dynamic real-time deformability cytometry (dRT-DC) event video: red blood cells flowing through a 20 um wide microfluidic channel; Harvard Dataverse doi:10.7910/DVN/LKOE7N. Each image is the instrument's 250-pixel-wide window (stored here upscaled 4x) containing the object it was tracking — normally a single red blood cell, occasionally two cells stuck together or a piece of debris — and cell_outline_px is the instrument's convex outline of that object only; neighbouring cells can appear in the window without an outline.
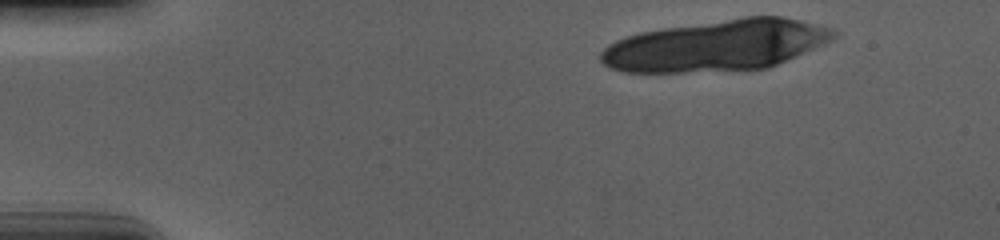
{"species": "human", "species_latin": "Homo sapiens", "temperature_condition": "cold", "stored_images_in_passage": 15, "camera_frame_rate_fps": 3000, "um_per_image_px": 0.085, "donor": {"sex": "male"}, "frame": {"image": 1, "passage_image": 2, "time_ms": 0.333, "image_size_px": [1000, 240], "cell_outline_px": [[836, 36], [832, 40], [824, 44], [768, 68], [684, 72], [624, 72], [612, 68], [604, 64], [600, 60], [600, 52], [608, 44], [616, 40], [640, 32], [664, 28], [744, 16], [780, 16], [832, 28], [836, 32]], "centroid_in_image_um": [60.89, 3.86], "position_along_channel_um": 24.1, "area_um2": 68.9}}